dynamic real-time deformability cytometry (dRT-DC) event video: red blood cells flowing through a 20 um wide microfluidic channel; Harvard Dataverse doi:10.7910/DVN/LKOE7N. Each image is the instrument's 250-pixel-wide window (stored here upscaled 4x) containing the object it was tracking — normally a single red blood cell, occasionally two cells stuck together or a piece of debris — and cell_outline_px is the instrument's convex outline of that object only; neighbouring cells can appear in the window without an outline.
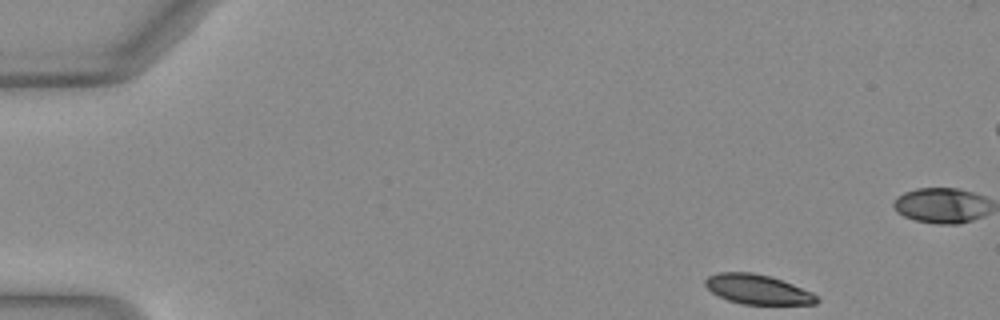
{"species": "Egyptian fruit bat (a non-hibernating species)", "species_latin": "Rousettus aegyptiacus", "temperature_condition": "warm", "stored_images_in_passage": 47, "camera_frame_rate_fps": 3000, "um_per_image_px": 0.085, "animal": {"sex": "female"}, "frame": {"image": 1, "passage_image": 1, "time_ms": 0.0, "image_size_px": [1000, 320], "cell_outline_px": [[820, 300], [816, 304], [744, 304], [728, 300], [712, 292], [704, 284], [704, 280], [708, 276], [720, 272], [752, 272], [768, 276], [792, 284], [812, 292]], "centroid_in_image_um": [64.39, 24.59], "position_along_channel_um": 20.6, "area_um2": 19.02}}
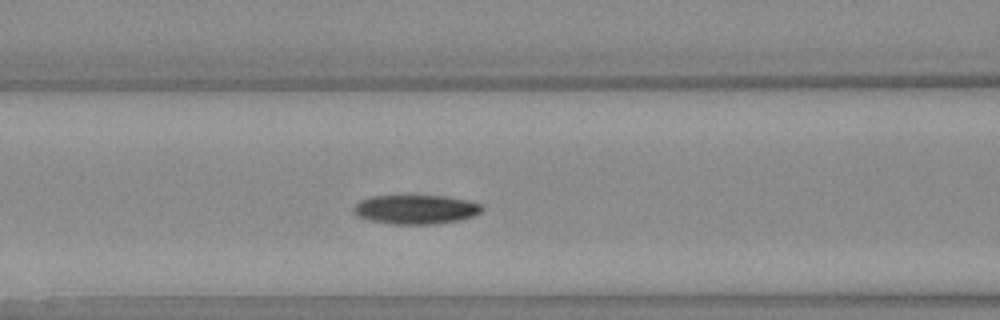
{"frame": {"image": 2, "passage_image": 17, "time_ms": 5.333, "image_size_px": [1000, 320], "cell_outline_px": [[484, 208], [476, 216], [460, 220], [432, 224], [392, 224], [368, 220], [356, 216], [352, 212], [352, 208], [360, 200], [372, 196], [444, 196], [468, 200], [484, 204]], "centroid_in_image_um": [35.35, 17.8], "position_along_channel_um": 131.2, "area_um2": 22.08}}
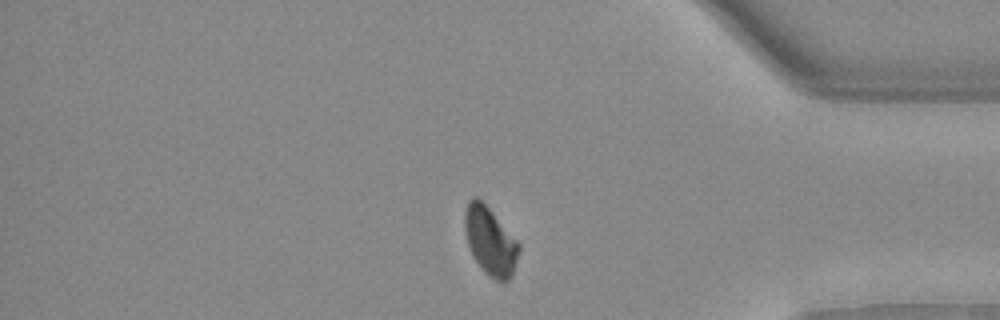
{"frame": {"image": 3, "passage_image": 38, "time_ms": 12.333, "image_size_px": [1000, 320], "cell_outline_px": [[520, 248], [512, 276], [504, 284], [488, 276], [484, 272], [472, 256], [468, 244], [464, 228], [464, 212], [468, 204], [476, 196], [492, 212], [520, 244]], "centroid_in_image_um": [41.67, 20.56], "position_along_channel_um": 393.5, "area_um2": 21.27}, "authors_computed_cell_mechanics": {"area_um2": 21.8484, "velocity_mm_per_s": 4.0711, "shape_relaxation_time_tau1_ms": 5.2562, "shape_relaxation_time_tau2_ms": null, "deformation_change_tau1": 0.1618, "deformation_change_tau2": null}}